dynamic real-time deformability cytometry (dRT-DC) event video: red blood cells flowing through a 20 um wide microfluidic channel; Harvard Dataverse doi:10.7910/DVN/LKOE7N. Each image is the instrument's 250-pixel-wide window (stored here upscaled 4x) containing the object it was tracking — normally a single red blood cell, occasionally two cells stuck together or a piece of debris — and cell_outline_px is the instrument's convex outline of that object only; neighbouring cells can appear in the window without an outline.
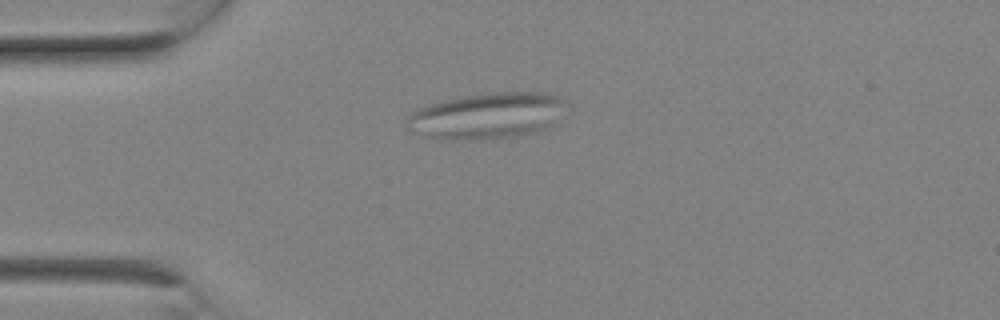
{"species": "Egyptian fruit bat (a non-hibernating species)", "species_latin": "Rousettus aegyptiacus", "temperature_condition": "room temperature", "stored_images_in_passage": 2, "camera_frame_rate_fps": 3000, "um_per_image_px": 0.085, "animal": {"sex": "female"}, "frame": {"image": 1, "passage_image": 1, "time_ms": 0.0, "image_size_px": [1000, 320], "cell_outline_px": [[568, 104], [560, 124], [536, 132], [516, 136], [476, 140], [440, 140], [420, 136], [408, 128], [408, 116], [412, 112], [420, 108], [444, 100], [464, 96], [488, 92], [544, 92], [560, 96]], "centroid_in_image_um": [41.51, 9.85], "position_along_channel_um": 43.5, "area_um2": 43.81}}